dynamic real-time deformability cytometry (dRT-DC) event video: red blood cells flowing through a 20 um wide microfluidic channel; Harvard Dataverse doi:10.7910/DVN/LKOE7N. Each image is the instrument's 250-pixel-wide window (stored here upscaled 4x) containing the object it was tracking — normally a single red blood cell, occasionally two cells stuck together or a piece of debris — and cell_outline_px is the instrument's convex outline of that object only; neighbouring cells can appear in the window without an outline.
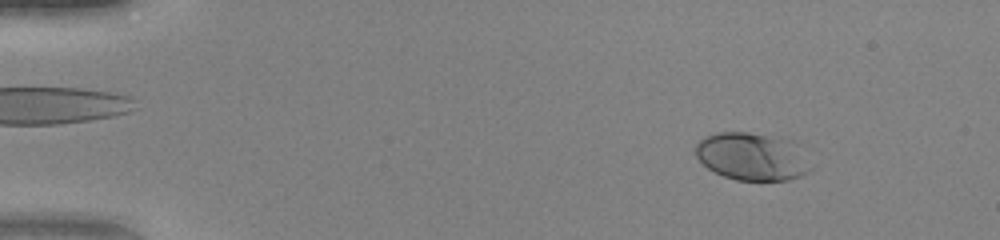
{"species": "human", "species_latin": "Homo sapiens", "temperature_condition": "warm", "stored_images_in_passage": 50, "camera_frame_rate_fps": 3000, "um_per_image_px": 0.085, "donor": {"sex": "female"}, "frame": {"image": 1, "passage_image": 6, "time_ms": 1.667, "image_size_px": [1000, 240], "cell_outline_px": [[812, 168], [808, 172], [800, 176], [788, 180], [736, 180], [724, 176], [708, 168], [696, 156], [696, 144], [704, 136], [716, 132], [748, 132], [780, 136], [792, 140]], "centroid_in_image_um": [63.91, 13.28], "position_along_channel_um": 21.1, "area_um2": 31.96}}
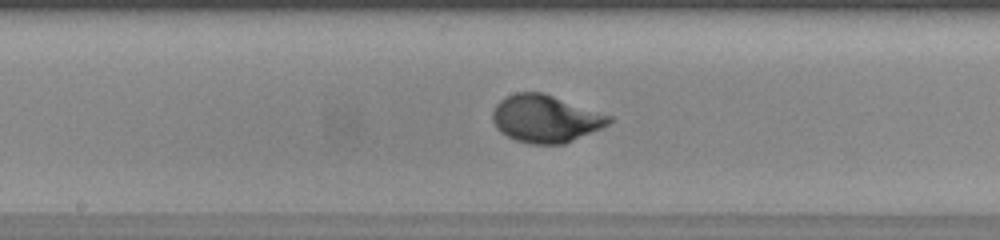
{"frame": {"image": 2, "passage_image": 27, "time_ms": 8.667, "image_size_px": [1000, 240], "cell_outline_px": [[612, 120], [608, 124], [600, 128], [564, 144], [528, 144], [516, 140], [500, 132], [496, 128], [492, 120], [492, 112], [496, 104], [500, 100], [516, 92], [540, 92], [612, 116]], "centroid_in_image_um": [46.32, 10.1], "position_along_channel_um": 201.9, "area_um2": 31.79}}
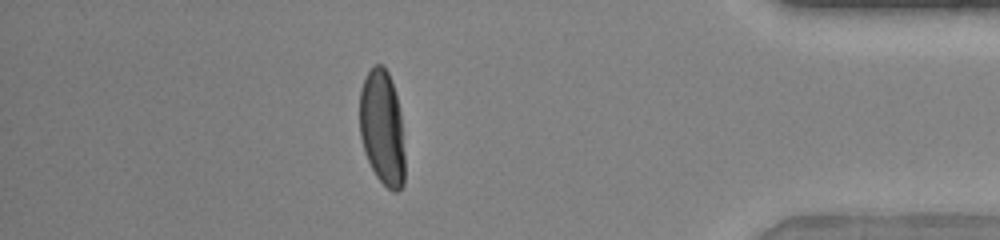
{"frame": {"image": 3, "passage_image": 44, "time_ms": 14.333, "image_size_px": [1000, 240], "cell_outline_px": [[404, 184], [396, 192], [392, 192], [376, 176], [364, 152], [360, 136], [360, 88], [368, 72], [376, 64], [384, 64], [388, 72], [396, 96], [400, 112], [404, 152]], "centroid_in_image_um": [32.48, 10.87], "position_along_channel_um": 402.7, "area_um2": 30.17}, "authors_computed_cell_mechanics": {"area_um2": 31.1831, "velocity_mm_per_s": 4.1393, "shape_relaxation_time_tau1_ms": 3.2191, "shape_relaxation_time_tau2_ms": null, "deformation_change_tau1": 0.2093, "deformation_change_tau2": null}}